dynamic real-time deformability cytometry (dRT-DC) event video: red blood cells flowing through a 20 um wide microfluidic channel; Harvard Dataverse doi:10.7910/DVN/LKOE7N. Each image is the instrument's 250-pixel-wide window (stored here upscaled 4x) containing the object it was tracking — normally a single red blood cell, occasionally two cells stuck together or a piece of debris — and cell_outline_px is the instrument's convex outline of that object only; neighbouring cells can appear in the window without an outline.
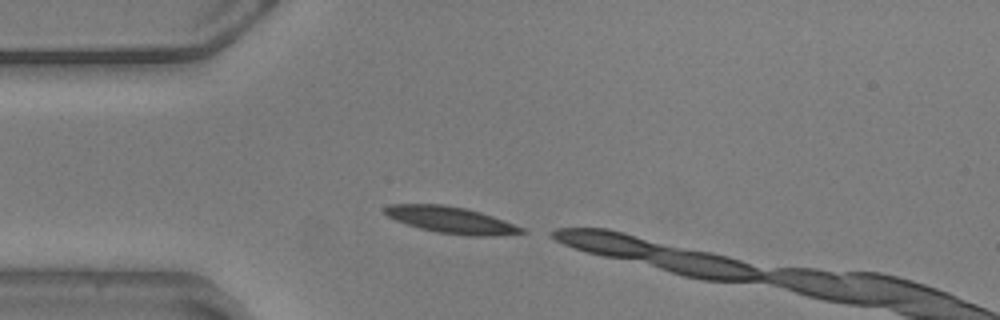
{"species": "common noctule bat (a hibernating species)", "species_latin": "Nyctalus noctula", "temperature_condition": "warm", "stored_images_in_passage": 6, "camera_frame_rate_fps": 3000, "um_per_image_px": 0.085, "animal": {"sex": "male", "body_mass_g": 20.5, "forearm_length_mm": 52.5}, "frame": {"image": 1, "passage_image": 1, "time_ms": 0.0, "image_size_px": [1000, 320], "cell_outline_px": [[528, 232], [492, 236], [468, 236], [436, 232], [420, 228], [396, 220], [388, 216], [384, 212], [384, 208], [388, 204], [444, 204], [464, 208], [480, 212], [504, 220], [524, 228]], "centroid_in_image_um": [38.35, 18.7], "position_along_channel_um": 46.6, "area_um2": 21.1}}